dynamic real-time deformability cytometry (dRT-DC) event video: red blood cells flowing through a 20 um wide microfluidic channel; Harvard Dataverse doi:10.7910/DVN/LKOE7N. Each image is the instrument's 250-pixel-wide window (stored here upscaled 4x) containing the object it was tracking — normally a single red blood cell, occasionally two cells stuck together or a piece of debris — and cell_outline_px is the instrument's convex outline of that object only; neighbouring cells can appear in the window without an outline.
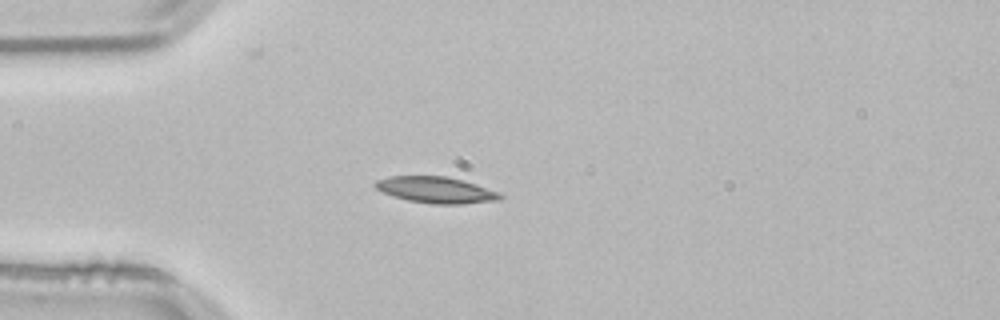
{"species": "common noctule bat (a hibernating species)", "species_latin": "Nyctalus noctula", "temperature_condition": "room temperature", "stored_images_in_passage": 40, "camera_frame_rate_fps": 3000, "um_per_image_px": 0.085, "animal": {"sex": "male", "body_mass_g": 21.5, "forearm_length_mm": 52.0}, "frame": {"image": 1, "passage_image": 1, "time_ms": 0.0, "image_size_px": [1000, 320], "cell_outline_px": [[504, 196], [500, 200], [464, 204], [432, 204], [408, 200], [392, 196], [376, 188], [372, 184], [376, 180], [388, 176], [444, 176], [476, 184], [500, 192]], "centroid_in_image_um": [37.06, 16.15], "position_along_channel_um": 47.9, "area_um2": 19.19}}
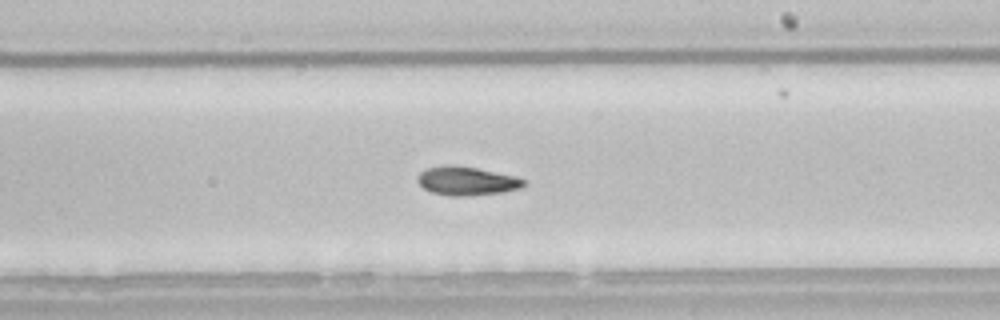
{"frame": {"image": 2, "passage_image": 18, "time_ms": 5.667, "image_size_px": [1000, 320], "cell_outline_px": [[528, 184], [520, 188], [504, 192], [468, 196], [452, 196], [432, 192], [424, 188], [416, 180], [416, 176], [420, 172], [428, 168], [444, 164], [452, 164], [476, 168], [516, 176], [528, 180]], "centroid_in_image_um": [39.7, 15.37], "position_along_channel_um": 249.3, "area_um2": 18.03}}
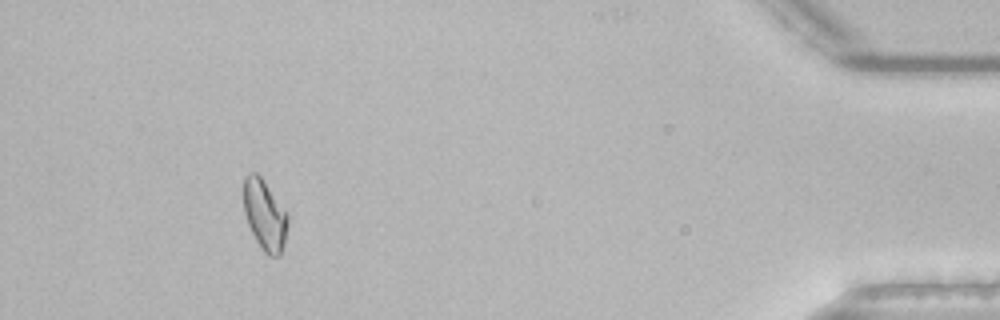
{"frame": {"image": 3, "passage_image": 36, "time_ms": 11.667, "image_size_px": [1000, 320], "cell_outline_px": [[288, 224], [280, 256], [268, 256], [264, 252], [256, 240], [248, 224], [244, 212], [244, 176], [248, 172], [256, 172], [260, 176], [288, 212]], "centroid_in_image_um": [22.5, 18.25], "position_along_channel_um": 412.7, "area_um2": 18.09}, "authors_computed_cell_mechanics": {"area_um2": 17.7157, "velocity_mm_per_s": 3.7999, "shape_relaxation_time_tau1_ms": 10.2773, "shape_relaxation_time_tau2_ms": null, "deformation_change_tau1": 0.206, "deformation_change_tau2": null}}